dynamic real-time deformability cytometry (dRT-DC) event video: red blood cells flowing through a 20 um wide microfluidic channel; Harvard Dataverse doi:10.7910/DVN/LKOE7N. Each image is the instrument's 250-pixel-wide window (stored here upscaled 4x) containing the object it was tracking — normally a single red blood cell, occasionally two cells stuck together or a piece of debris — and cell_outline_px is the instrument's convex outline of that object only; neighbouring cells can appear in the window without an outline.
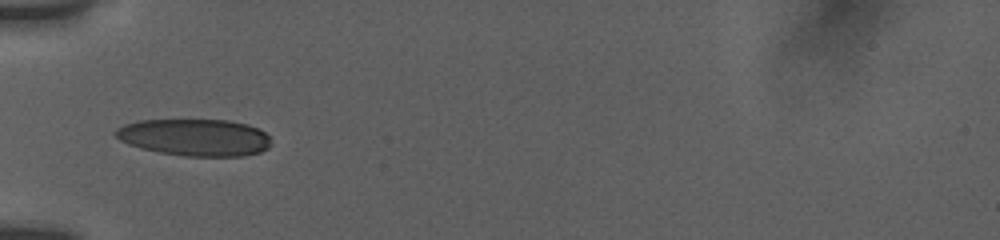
{"species": "human", "species_latin": "Homo sapiens", "temperature_condition": "room temperature", "stored_images_in_passage": 36, "camera_frame_rate_fps": 3000, "um_per_image_px": 0.085, "donor": {"sex": "female"}, "frame": {"image": 1, "passage_image": 1, "time_ms": 0.0, "image_size_px": [1000, 240], "cell_outline_px": [[272, 144], [268, 148], [260, 152], [244, 156], [184, 156], [160, 152], [140, 148], [128, 144], [120, 140], [116, 136], [116, 128], [124, 124], [140, 120], [228, 120], [248, 124], [260, 128], [268, 136]], "centroid_in_image_um": [16.59, 11.67], "position_along_channel_um": 68.4, "area_um2": 33.64}}
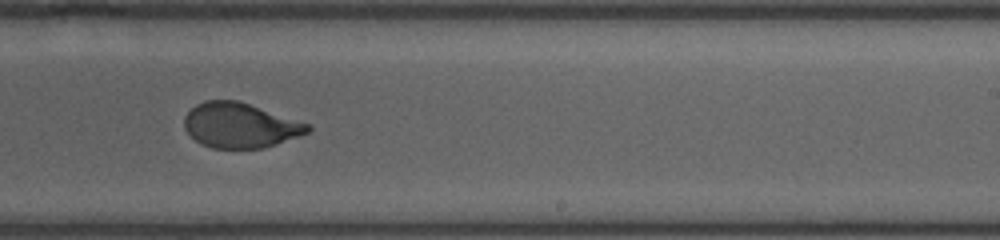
{"frame": {"image": 2, "passage_image": 15, "time_ms": 5.333, "image_size_px": [1000, 240], "cell_outline_px": [[312, 128], [308, 132], [276, 144], [260, 148], [212, 148], [200, 144], [184, 128], [184, 116], [196, 104], [204, 100], [240, 100], [312, 124]], "centroid_in_image_um": [20.42, 10.63], "position_along_channel_um": 268.6, "area_um2": 32.54}}
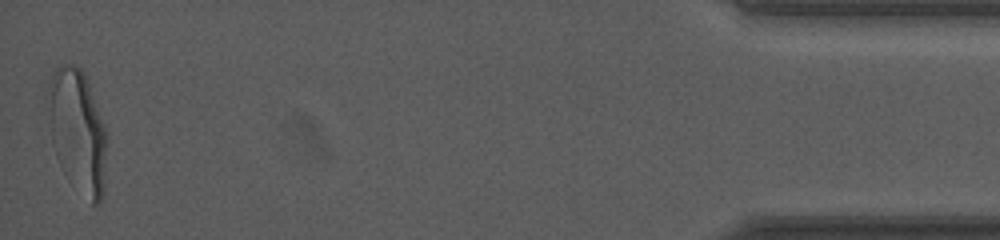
{"frame": {"image": 3, "passage_image": 36, "time_ms": 11.667, "image_size_px": [1000, 240], "cell_outline_px": [[108, 136], [104, 196], [100, 204], [92, 204], [52, 112], [52, 76], [56, 68], [60, 64], [72, 64], [80, 68], [84, 72]], "centroid_in_image_um": [6.89, 10.83], "position_along_channel_um": 428.3, "area_um2": 34.62}, "authors_computed_cell_mechanics": {"area_um2": 33.7263, "velocity_mm_per_s": 3.7897, "shape_relaxation_time_tau1_ms": 5.8538, "shape_relaxation_time_tau2_ms": null, "deformation_change_tau1": 0.2111, "deformation_change_tau2": null}}